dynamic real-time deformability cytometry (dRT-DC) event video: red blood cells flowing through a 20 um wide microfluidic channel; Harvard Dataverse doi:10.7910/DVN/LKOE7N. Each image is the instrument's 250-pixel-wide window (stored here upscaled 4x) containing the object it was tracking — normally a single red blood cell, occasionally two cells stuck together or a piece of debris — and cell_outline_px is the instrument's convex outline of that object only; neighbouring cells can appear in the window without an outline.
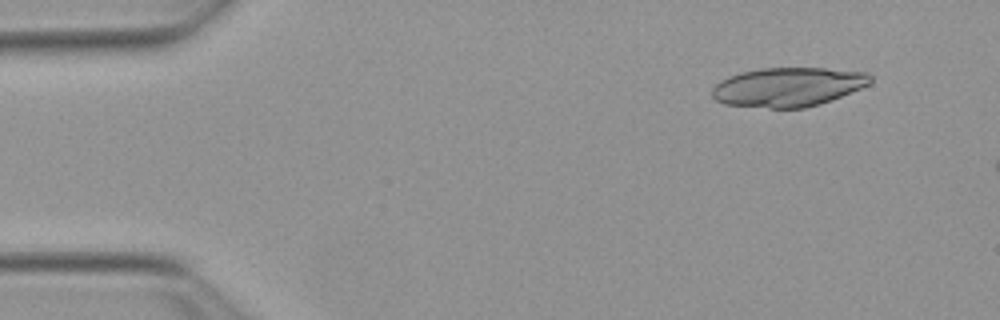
{"species": "Egyptian fruit bat (a non-hibernating species)", "species_latin": "Rousettus aegyptiacus", "temperature_condition": "warm", "stored_images_in_passage": 16, "camera_frame_rate_fps": 3000, "um_per_image_px": 0.085, "animal": {"sex": "female"}, "frame": {"image": 1, "passage_image": 5, "time_ms": 1.333, "image_size_px": [1000, 320], "cell_outline_px": [[872, 80], [868, 84], [860, 88], [820, 104], [804, 108], [768, 108], [724, 104], [716, 100], [712, 96], [712, 88], [720, 80], [728, 76], [740, 72], [760, 68], [824, 68], [868, 72], [872, 76]], "centroid_in_image_um": [66.96, 7.39], "position_along_channel_um": 18.0, "area_um2": 36.13}}